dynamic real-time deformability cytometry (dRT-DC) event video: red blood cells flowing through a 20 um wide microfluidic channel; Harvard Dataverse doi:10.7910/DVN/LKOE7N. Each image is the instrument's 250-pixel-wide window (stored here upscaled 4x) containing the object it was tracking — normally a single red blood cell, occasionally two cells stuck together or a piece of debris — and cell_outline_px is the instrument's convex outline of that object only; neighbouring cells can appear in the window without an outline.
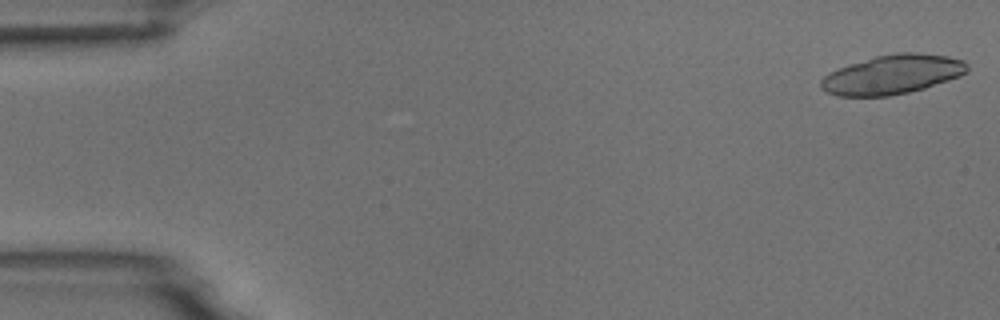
{"species": "common noctule bat (a hibernating species)", "species_latin": "Nyctalus noctula", "temperature_condition": "room temperature", "stored_images_in_passage": 5, "camera_frame_rate_fps": 3000, "um_per_image_px": 0.085, "animal": {"sex": "male", "body_mass_g": 18.8}, "frame": {"image": 1, "passage_image": 1, "time_ms": 0.0, "image_size_px": [1000, 320], "cell_outline_px": [[968, 72], [960, 76], [924, 88], [908, 92], [888, 96], [836, 96], [820, 88], [820, 80], [828, 72], [876, 56], [896, 52], [916, 52], [948, 56], [964, 60], [968, 64]], "centroid_in_image_um": [75.87, 6.33], "position_along_channel_um": 9.1, "area_um2": 33.41}}